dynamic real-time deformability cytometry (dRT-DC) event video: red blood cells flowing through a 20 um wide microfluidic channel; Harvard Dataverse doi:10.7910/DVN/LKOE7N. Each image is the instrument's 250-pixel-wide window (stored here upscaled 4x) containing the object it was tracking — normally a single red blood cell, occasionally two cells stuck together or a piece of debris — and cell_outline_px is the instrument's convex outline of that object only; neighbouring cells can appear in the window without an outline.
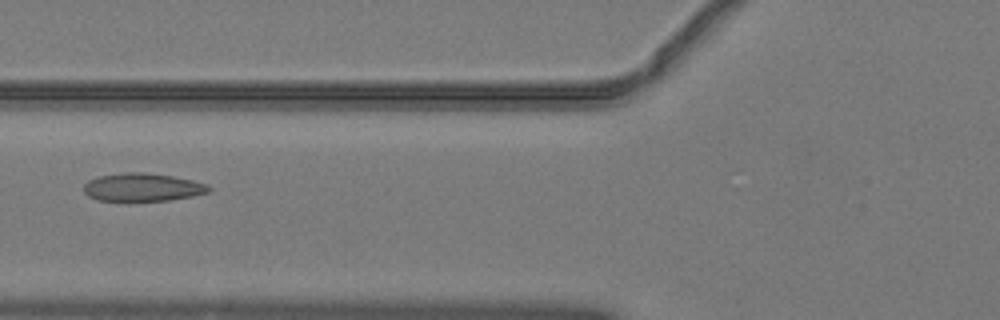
{"species": "common noctule bat (a hibernating species)", "species_latin": "Nyctalus noctula", "temperature_condition": "warm", "stored_images_in_passage": 43, "camera_frame_rate_fps": 3000, "um_per_image_px": 0.085, "animal": {"sex": "male", "body_mass_g": 19.2, "forearm_length_mm": 51.8}, "frame": {"image": 1, "passage_image": 13, "time_ms": 4.0, "image_size_px": [1000, 320], "cell_outline_px": [[212, 188], [208, 192], [192, 196], [168, 200], [128, 204], [124, 204], [96, 200], [88, 196], [84, 192], [84, 184], [88, 180], [96, 176], [124, 172], [144, 172], [172, 176], [192, 180], [208, 184]], "centroid_in_image_um": [12.04, 15.96], "position_along_channel_um": 113.8, "area_um2": 21.5}}
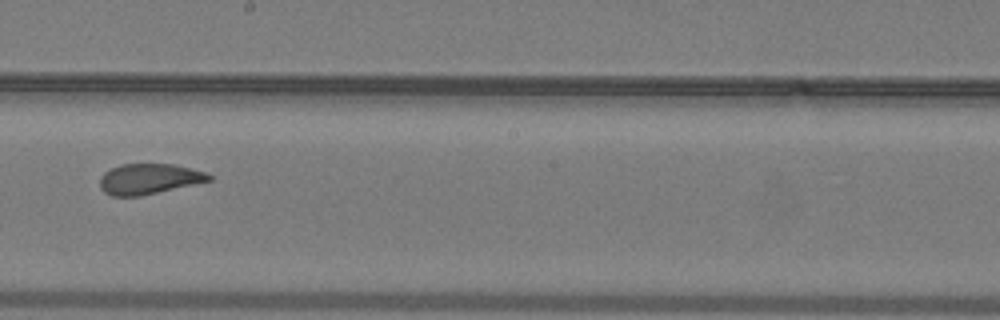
{"frame": {"image": 2, "passage_image": 22, "time_ms": 7.0, "image_size_px": [1000, 320], "cell_outline_px": [[212, 180], [140, 196], [112, 196], [104, 192], [100, 188], [100, 176], [104, 172], [120, 164], [176, 164], [208, 172], [212, 176]], "centroid_in_image_um": [12.67, 15.2], "position_along_channel_um": 235.5, "area_um2": 19.48}}
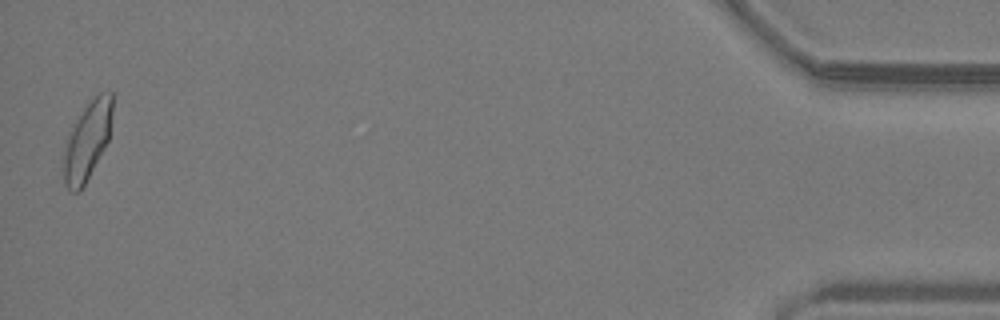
{"frame": {"image": 3, "passage_image": 43, "time_ms": 14.0, "image_size_px": [1000, 320], "cell_outline_px": [[112, 112], [108, 140], [104, 148], [80, 192], [68, 192], [64, 184], [64, 148], [68, 136], [76, 120], [92, 96], [100, 92], [112, 92]], "centroid_in_image_um": [7.41, 11.97], "position_along_channel_um": 427.8, "area_um2": 21.96}, "authors_computed_cell_mechanics": {"area_um2": 20.808, "velocity_mm_per_s": 4.0585, "shape_relaxation_time_tau1_ms": 6.778, "shape_relaxation_time_tau2_ms": 1.0263, "deformation_change_tau1": 0.1686, "deformation_change_tau2": 0.0611}}